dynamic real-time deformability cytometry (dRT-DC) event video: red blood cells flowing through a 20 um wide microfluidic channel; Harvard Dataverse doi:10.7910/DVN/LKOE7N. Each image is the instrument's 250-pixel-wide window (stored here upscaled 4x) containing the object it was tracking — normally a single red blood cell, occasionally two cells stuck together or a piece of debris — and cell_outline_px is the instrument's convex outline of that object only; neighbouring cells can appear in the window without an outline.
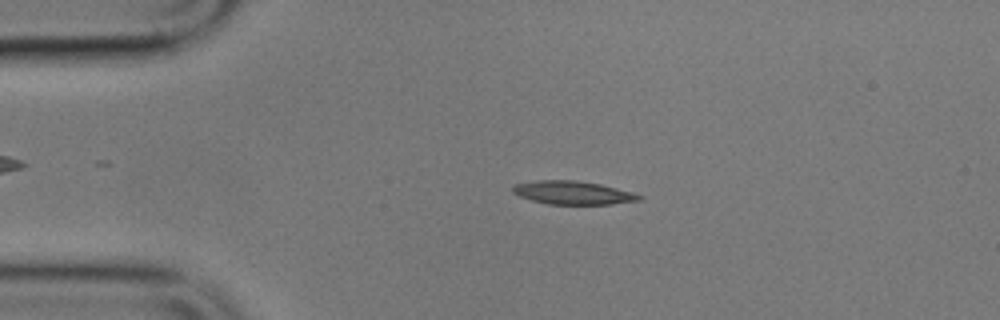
{"species": "common noctule bat (a hibernating species)", "species_latin": "Nyctalus noctula", "temperature_condition": "cold", "stored_images_in_passage": 10, "camera_frame_rate_fps": 3000, "um_per_image_px": 0.085, "animal": {"sex": "male", "body_mass_g": 17.9}, "frame": {"image": 1, "passage_image": 3, "time_ms": 2.333, "image_size_px": [1000, 320], "cell_outline_px": [[644, 200], [612, 204], [548, 204], [532, 200], [520, 196], [512, 192], [512, 188], [516, 184], [540, 180], [576, 180], [600, 184], [632, 192], [644, 196]], "centroid_in_image_um": [48.75, 16.38], "position_along_channel_um": 36.2, "area_um2": 17.17}}
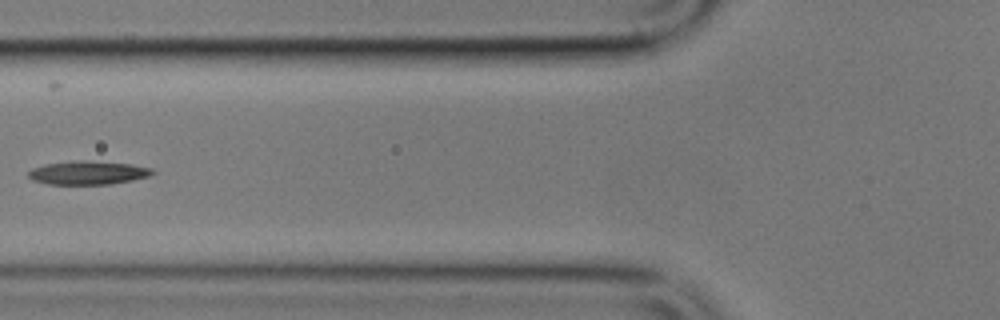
{"frame": {"image": 2, "passage_image": 6, "time_ms": 5.667, "image_size_px": [1000, 320], "cell_outline_px": [[156, 172], [148, 176], [132, 180], [112, 184], [48, 184], [32, 180], [28, 176], [28, 172], [32, 168], [44, 164], [80, 160], [84, 160], [132, 164], [152, 168]], "centroid_in_image_um": [7.48, 14.68], "position_along_channel_um": 118.3, "area_um2": 17.05}}
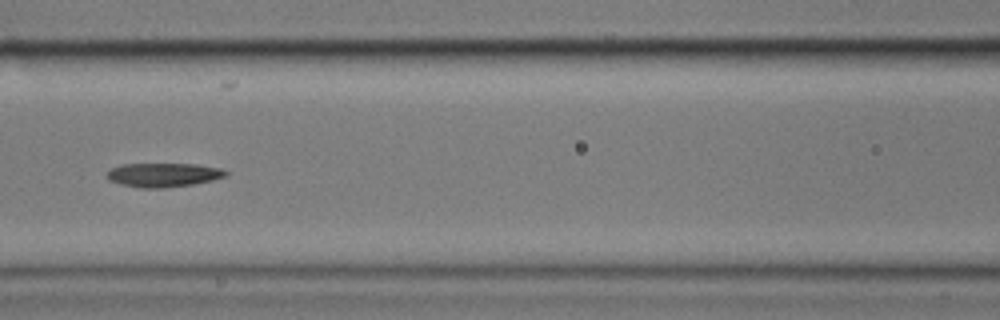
{"frame": {"image": 3, "passage_image": 7, "time_ms": 6.667, "image_size_px": [1000, 320], "cell_outline_px": [[228, 176], [212, 180], [192, 184], [164, 188], [140, 188], [120, 184], [108, 180], [104, 176], [112, 168], [124, 164], [196, 164], [220, 168], [228, 172]], "centroid_in_image_um": [13.87, 14.87], "position_along_channel_um": 152.7, "area_um2": 16.65}}